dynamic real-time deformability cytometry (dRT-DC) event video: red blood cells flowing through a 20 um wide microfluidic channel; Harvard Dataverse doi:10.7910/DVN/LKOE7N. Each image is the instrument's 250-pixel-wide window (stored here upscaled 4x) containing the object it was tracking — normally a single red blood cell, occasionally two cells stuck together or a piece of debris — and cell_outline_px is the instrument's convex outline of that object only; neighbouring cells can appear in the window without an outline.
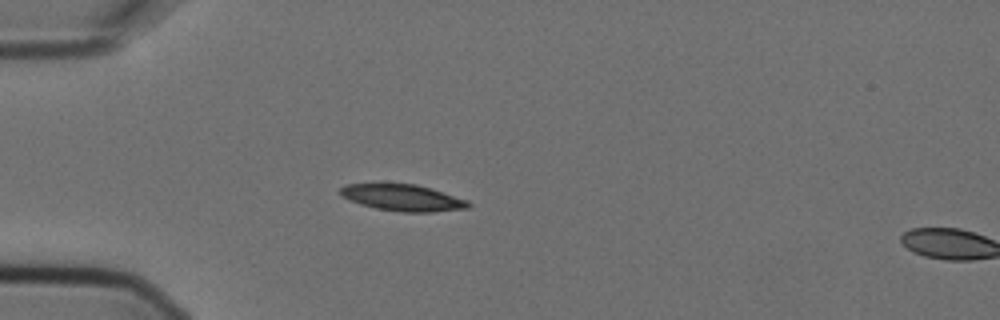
{"species": "Egyptian fruit bat (a non-hibernating species)", "species_latin": "Rousettus aegyptiacus", "temperature_condition": "cold", "stored_images_in_passage": 4, "camera_frame_rate_fps": 3000, "um_per_image_px": 0.085, "animal": {"sex": "female"}, "frame": {"image": 1, "passage_image": 3, "time_ms": 0.667, "image_size_px": [1000, 320], "cell_outline_px": [[472, 204], [468, 208], [432, 212], [400, 212], [376, 208], [360, 204], [348, 200], [340, 196], [340, 188], [344, 184], [416, 184], [432, 188], [468, 200]], "centroid_in_image_um": [34.23, 16.81], "position_along_channel_um": 50.8, "area_um2": 19.88}}